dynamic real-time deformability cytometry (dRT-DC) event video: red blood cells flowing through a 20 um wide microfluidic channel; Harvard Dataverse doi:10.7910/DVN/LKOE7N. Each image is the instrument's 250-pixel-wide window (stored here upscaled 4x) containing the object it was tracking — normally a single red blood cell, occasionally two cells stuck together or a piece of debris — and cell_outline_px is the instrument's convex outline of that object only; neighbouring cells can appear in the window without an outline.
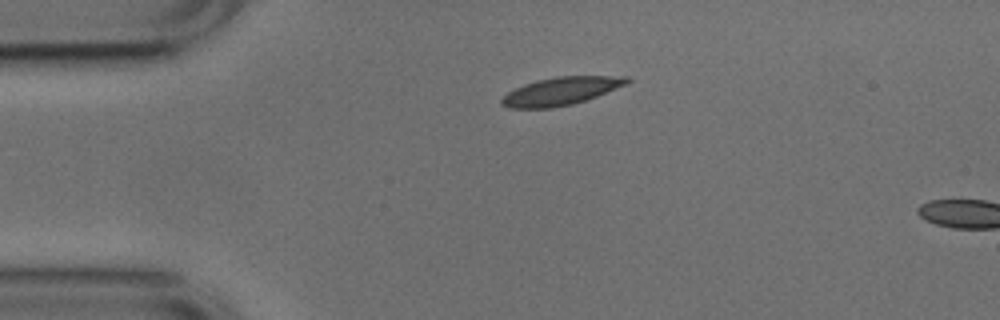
{"species": "common noctule bat (a hibernating species)", "species_latin": "Nyctalus noctula", "temperature_condition": "cold", "stored_images_in_passage": 3, "camera_frame_rate_fps": 3000, "um_per_image_px": 0.085, "animal": {"sex": "male", "body_mass_g": 17.9, "forearm_length_mm": 54.2}, "frame": {"image": 1, "passage_image": 1, "time_ms": 0.0, "image_size_px": [1000, 320], "cell_outline_px": [[632, 80], [628, 84], [596, 96], [572, 104], [552, 108], [508, 108], [500, 104], [500, 100], [508, 92], [524, 84], [536, 80], [556, 76], [628, 76]], "centroid_in_image_um": [47.68, 7.74], "position_along_channel_um": 37.3, "area_um2": 20.4}}